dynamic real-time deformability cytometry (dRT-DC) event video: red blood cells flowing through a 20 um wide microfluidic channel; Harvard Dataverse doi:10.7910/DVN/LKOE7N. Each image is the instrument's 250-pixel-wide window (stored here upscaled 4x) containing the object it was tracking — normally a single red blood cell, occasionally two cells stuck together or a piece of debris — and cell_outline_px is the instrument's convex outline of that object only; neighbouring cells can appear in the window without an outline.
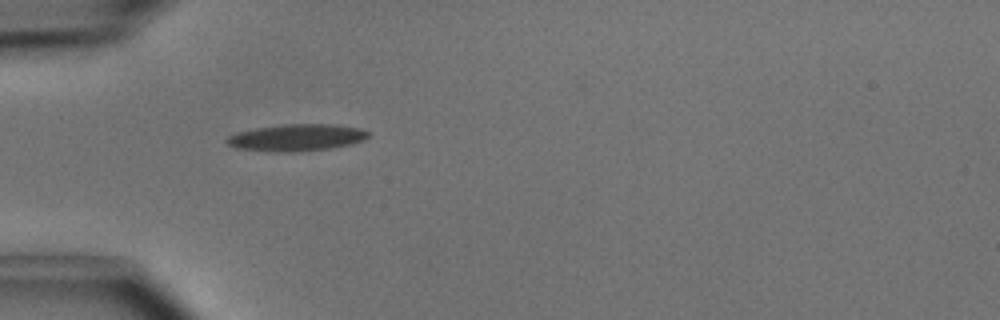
{"species": "common noctule bat (a hibernating species)", "species_latin": "Nyctalus noctula", "temperature_condition": "cold", "stored_images_in_passage": 32, "camera_frame_rate_fps": 3000, "um_per_image_px": 0.085, "animal": {"sex": "male", "body_mass_g": 15.6}, "frame": {"image": 1, "passage_image": 1, "time_ms": 0.0, "image_size_px": [1000, 320], "cell_outline_px": [[368, 136], [364, 140], [352, 144], [332, 148], [300, 152], [280, 152], [236, 148], [228, 144], [224, 140], [228, 136], [236, 132], [256, 128], [284, 124], [336, 124], [360, 128], [368, 132]], "centroid_in_image_um": [25.22, 11.69], "position_along_channel_um": 59.8, "area_um2": 22.31}}
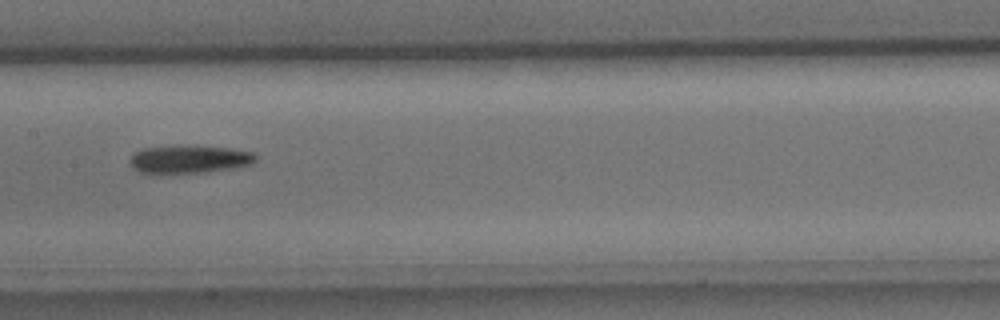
{"frame": {"image": 2, "passage_image": 11, "time_ms": 3.333, "image_size_px": [1000, 320], "cell_outline_px": [[256, 160], [252, 164], [240, 168], [204, 172], [140, 172], [132, 168], [132, 156], [136, 152], [144, 148], [228, 148], [252, 152], [256, 156]], "centroid_in_image_um": [16.2, 13.58], "position_along_channel_um": 191.2, "area_um2": 19.25}}
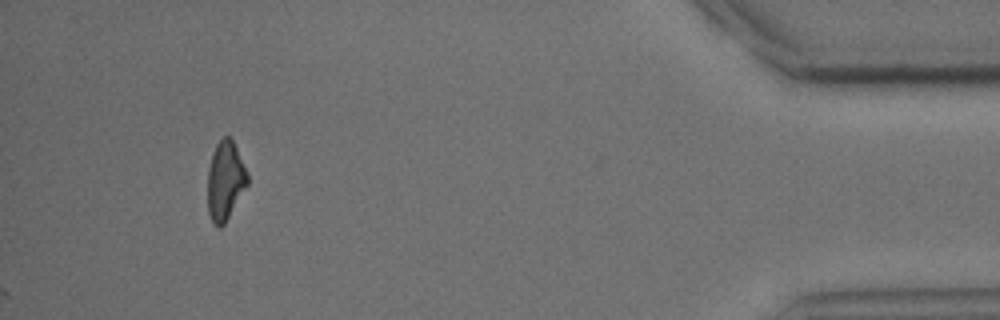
{"frame": {"image": 3, "passage_image": 32, "time_ms": 10.333, "image_size_px": [1000, 320], "cell_outline_px": [[248, 184], [224, 224], [220, 228], [212, 224], [208, 212], [208, 168], [212, 152], [216, 144], [224, 136], [228, 136], [232, 140], [248, 172]], "centroid_in_image_um": [19.13, 15.37], "position_along_channel_um": 416.1, "area_um2": 18.32}, "authors_computed_cell_mechanics": {"area_um2": 20.0277, "velocity_mm_per_s": 4.0713, "shape_relaxation_time_tau1_ms": 5.9701, "shape_relaxation_time_tau2_ms": null, "deformation_change_tau1": 0.1773, "deformation_change_tau2": null}}